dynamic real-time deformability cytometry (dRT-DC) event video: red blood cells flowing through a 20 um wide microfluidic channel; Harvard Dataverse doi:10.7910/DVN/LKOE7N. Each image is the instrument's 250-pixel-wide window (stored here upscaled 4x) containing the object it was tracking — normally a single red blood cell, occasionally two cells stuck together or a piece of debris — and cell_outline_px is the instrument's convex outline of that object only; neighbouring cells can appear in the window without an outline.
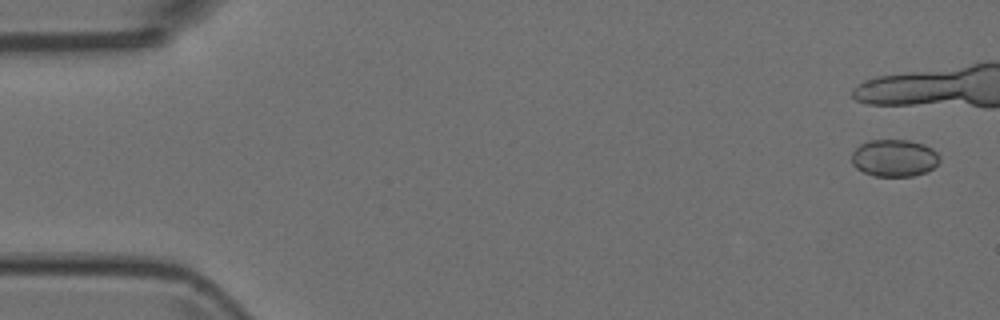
{"species": "Egyptian fruit bat (a non-hibernating species)", "species_latin": "Rousettus aegyptiacus", "temperature_condition": "room temperature", "stored_images_in_passage": 6, "camera_frame_rate_fps": 3000, "um_per_image_px": 0.085, "animal": {"sex": "female"}, "frame": {"image": 1, "passage_image": 1, "time_ms": 0.0, "image_size_px": [1000, 320], "cell_outline_px": [[940, 160], [932, 168], [924, 172], [912, 176], [872, 176], [856, 168], [852, 164], [852, 152], [860, 144], [868, 140], [908, 140], [924, 144], [932, 148], [940, 156]], "centroid_in_image_um": [75.99, 13.42], "position_along_channel_um": 9.0, "area_um2": 19.07}}